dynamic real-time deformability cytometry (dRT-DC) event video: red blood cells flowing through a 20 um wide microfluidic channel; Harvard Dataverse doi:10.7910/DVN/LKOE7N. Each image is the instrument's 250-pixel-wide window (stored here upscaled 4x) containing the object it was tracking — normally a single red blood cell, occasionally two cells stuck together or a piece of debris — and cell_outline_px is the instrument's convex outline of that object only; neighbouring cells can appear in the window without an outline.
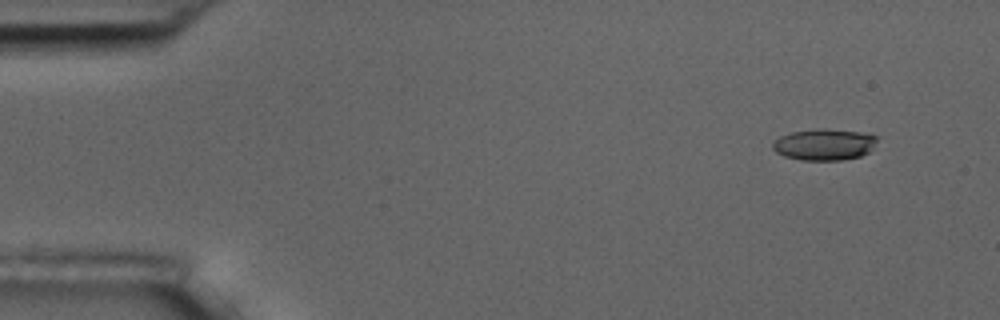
{"species": "common noctule bat (a hibernating species)", "species_latin": "Nyctalus noctula", "temperature_condition": "room temperature", "stored_images_in_passage": 6, "camera_frame_rate_fps": 3000, "um_per_image_px": 0.085, "animal": {"sex": "male", "body_mass_g": 17.5, "forearm_length_mm": 52.3}, "frame": {"image": 1, "passage_image": 2, "time_ms": 1.0, "image_size_px": [1000, 320], "cell_outline_px": [[876, 140], [868, 152], [860, 156], [840, 160], [800, 160], [784, 156], [776, 152], [772, 148], [772, 144], [780, 136], [792, 132], [816, 128], [824, 128], [860, 132], [876, 136]], "centroid_in_image_um": [70.02, 12.28], "position_along_channel_um": 15.0, "area_um2": 18.96}}
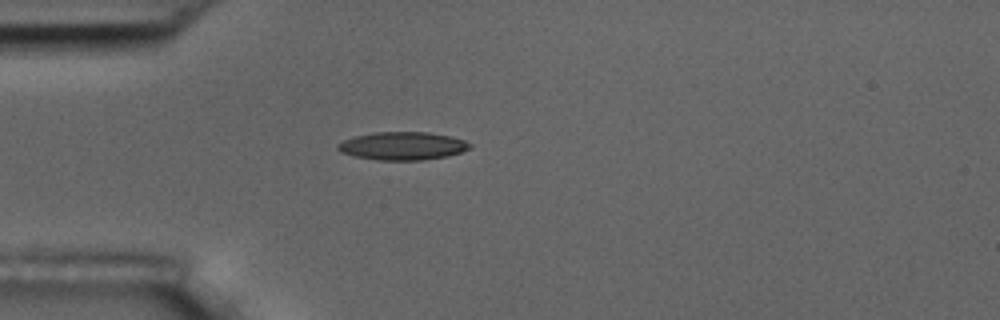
{"frame": {"image": 2, "passage_image": 5, "time_ms": 4.667, "image_size_px": [1000, 320], "cell_outline_px": [[472, 148], [448, 156], [424, 160], [376, 160], [352, 156], [340, 152], [336, 148], [336, 144], [344, 140], [356, 136], [376, 132], [428, 132], [452, 136], [464, 140], [472, 144]], "centroid_in_image_um": [34.22, 12.41], "position_along_channel_um": 50.8, "area_um2": 21.79}}